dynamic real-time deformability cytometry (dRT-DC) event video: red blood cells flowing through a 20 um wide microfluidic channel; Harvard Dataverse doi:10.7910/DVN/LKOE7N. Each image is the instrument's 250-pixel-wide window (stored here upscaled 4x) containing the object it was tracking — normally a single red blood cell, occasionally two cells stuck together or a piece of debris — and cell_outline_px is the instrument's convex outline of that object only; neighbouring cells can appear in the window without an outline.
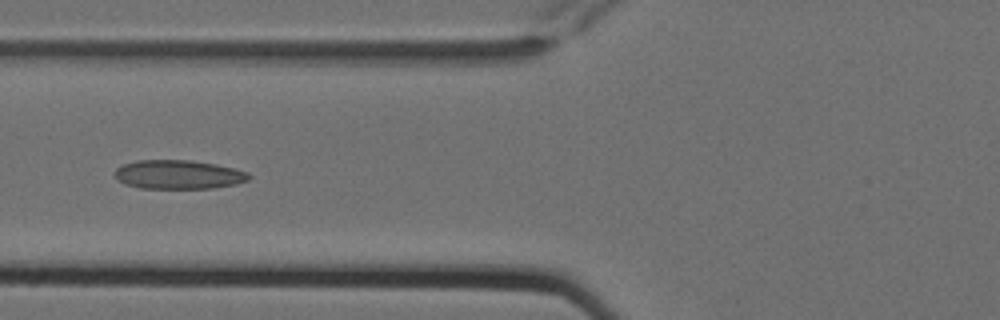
{"species": "Egyptian fruit bat (a non-hibernating species)", "species_latin": "Rousettus aegyptiacus", "temperature_condition": "cold", "stored_images_in_passage": 15, "camera_frame_rate_fps": 3000, "um_per_image_px": 0.085, "animal": {"sex": "female"}, "frame": {"image": 1, "passage_image": 7, "time_ms": 2.0, "image_size_px": [1000, 320], "cell_outline_px": [[252, 176], [248, 180], [236, 184], [212, 188], [140, 188], [128, 184], [120, 180], [116, 176], [116, 168], [124, 164], [136, 160], [192, 160], [216, 164], [248, 172]], "centroid_in_image_um": [15.21, 14.83], "position_along_channel_um": 110.6, "area_um2": 22.43}}
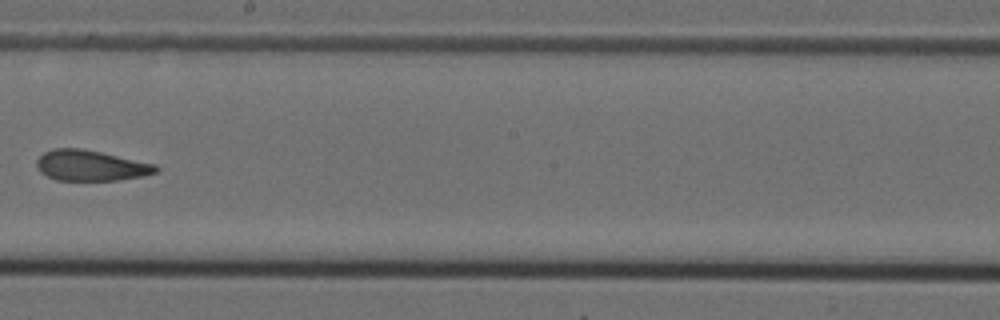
{"frame": {"image": 2, "passage_image": 10, "time_ms": 3.0, "image_size_px": [1000, 320], "cell_outline_px": [[160, 168], [156, 172], [144, 176], [120, 180], [56, 180], [40, 172], [36, 168], [36, 160], [44, 152], [52, 148], [80, 148], [100, 152], [156, 164]], "centroid_in_image_um": [7.7, 14.07], "position_along_channel_um": 240.5, "area_um2": 21.33}}
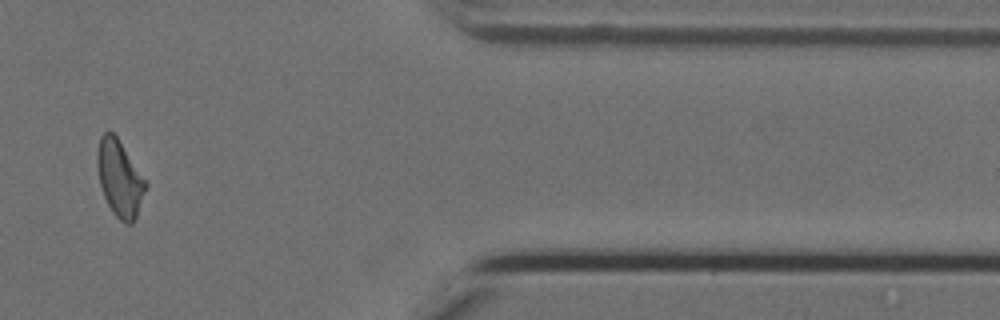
{"frame": {"image": 3, "passage_image": 14, "time_ms": 4.333, "image_size_px": [1000, 320], "cell_outline_px": [[148, 184], [136, 216], [132, 224], [124, 224], [112, 212], [104, 196], [100, 184], [96, 164], [96, 152], [100, 136], [104, 132], [112, 132], [116, 136]], "centroid_in_image_um": [10.15, 15.17], "position_along_channel_um": 401.3, "area_um2": 21.33}}